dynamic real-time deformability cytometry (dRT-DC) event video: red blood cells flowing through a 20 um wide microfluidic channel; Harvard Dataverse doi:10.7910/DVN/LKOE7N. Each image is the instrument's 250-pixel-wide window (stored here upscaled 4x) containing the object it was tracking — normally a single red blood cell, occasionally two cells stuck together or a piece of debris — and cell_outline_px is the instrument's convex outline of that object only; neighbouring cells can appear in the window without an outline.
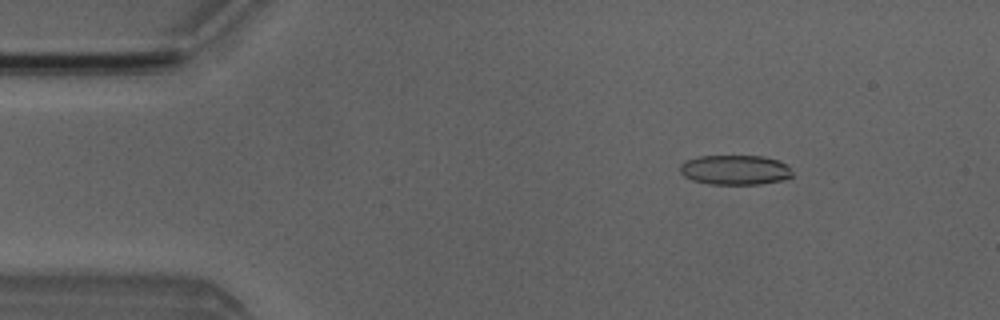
{"species": "Egyptian fruit bat (a non-hibernating species)", "species_latin": "Rousettus aegyptiacus", "temperature_condition": "room temperature", "stored_images_in_passage": 5, "camera_frame_rate_fps": 3000, "um_per_image_px": 0.085, "animal": {"sex": "male"}, "frame": {"image": 1, "passage_image": 2, "time_ms": 1.0, "image_size_px": [1000, 320], "cell_outline_px": [[792, 176], [784, 180], [760, 184], [708, 184], [692, 180], [684, 176], [680, 172], [680, 164], [684, 160], [700, 156], [764, 156], [776, 160], [784, 164], [792, 172]], "centroid_in_image_um": [62.44, 14.44], "position_along_channel_um": 22.6, "area_um2": 19.48}}